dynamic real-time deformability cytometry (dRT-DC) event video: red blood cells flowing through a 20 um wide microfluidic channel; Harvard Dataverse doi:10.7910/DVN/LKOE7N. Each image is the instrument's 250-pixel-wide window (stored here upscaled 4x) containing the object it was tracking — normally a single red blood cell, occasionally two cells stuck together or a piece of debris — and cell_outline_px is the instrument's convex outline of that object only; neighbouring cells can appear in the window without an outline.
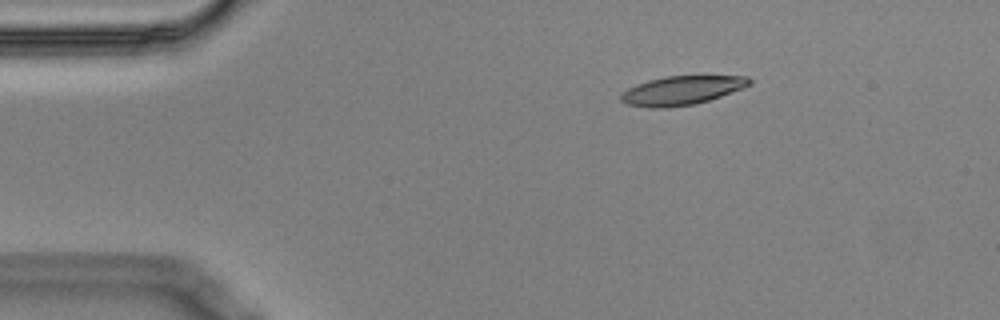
{"species": "Egyptian fruit bat (a non-hibernating species)", "species_latin": "Rousettus aegyptiacus", "temperature_condition": "cold", "stored_images_in_passage": 48, "camera_frame_rate_fps": 3000, "um_per_image_px": 0.085, "animal": {"sex": "male"}, "frame": {"image": 1, "passage_image": 1, "time_ms": 0.0, "image_size_px": [1000, 320], "cell_outline_px": [[752, 84], [744, 88], [696, 104], [668, 108], [648, 108], [624, 104], [620, 100], [620, 92], [636, 84], [648, 80], [668, 76], [748, 76], [752, 80]], "centroid_in_image_um": [57.91, 7.7], "position_along_channel_um": 27.1, "area_um2": 21.91}}
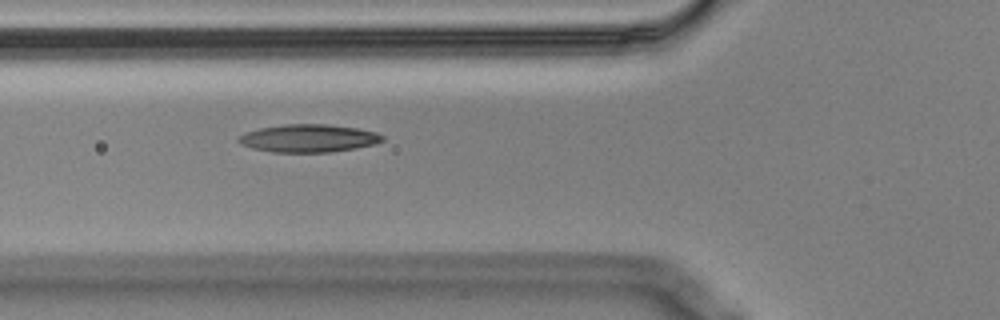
{"frame": {"image": 2, "passage_image": 12, "time_ms": 3.667, "image_size_px": [1000, 320], "cell_outline_px": [[384, 140], [376, 144], [356, 148], [332, 152], [272, 152], [252, 148], [240, 144], [236, 140], [244, 132], [260, 128], [284, 124], [328, 124], [356, 128], [376, 132], [384, 136]], "centroid_in_image_um": [26.22, 11.75], "position_along_channel_um": 99.6, "area_um2": 23.47}}
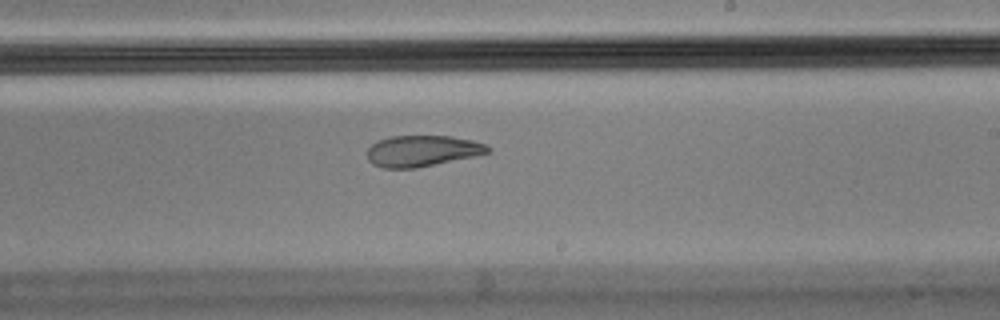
{"frame": {"image": 3, "passage_image": 25, "time_ms": 8.0, "image_size_px": [1000, 320], "cell_outline_px": [[492, 152], [416, 168], [384, 168], [372, 164], [368, 160], [368, 148], [372, 144], [380, 140], [392, 136], [452, 136], [472, 140], [484, 144], [492, 148]], "centroid_in_image_um": [35.9, 12.83], "position_along_channel_um": 253.1, "area_um2": 21.73}, "authors_computed_cell_mechanics": {"area_um2": 23.4668, "velocity_mm_per_s": 3.5381, "shape_relaxation_time_tau1_ms": null, "shape_relaxation_time_tau2_ms": 2.4504, "deformation_change_tau1": null, "deformation_change_tau2": 0.0779}}